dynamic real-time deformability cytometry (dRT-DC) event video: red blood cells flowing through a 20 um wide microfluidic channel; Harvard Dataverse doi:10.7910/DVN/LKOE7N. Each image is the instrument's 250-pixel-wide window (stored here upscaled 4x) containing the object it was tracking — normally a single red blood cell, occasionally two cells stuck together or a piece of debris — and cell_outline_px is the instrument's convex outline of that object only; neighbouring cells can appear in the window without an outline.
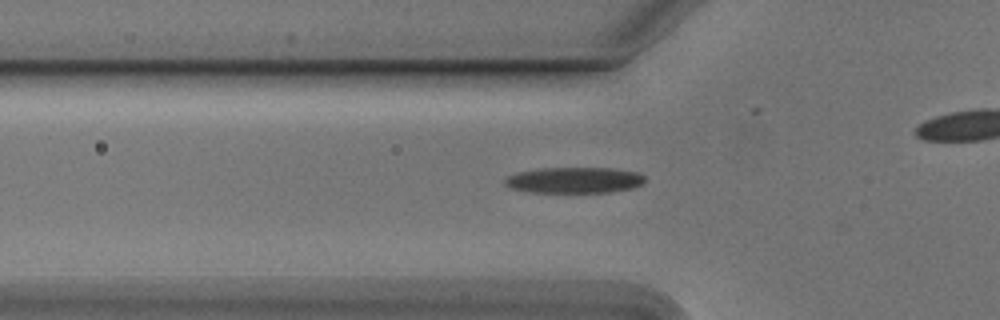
{"species": "Egyptian fruit bat (a non-hibernating species)", "species_latin": "Rousettus aegyptiacus", "temperature_condition": "cold", "stored_images_in_passage": 33, "camera_frame_rate_fps": 3000, "um_per_image_px": 0.085, "animal": {"sex": "male"}, "frame": {"image": 1, "passage_image": 5, "time_ms": 1.333, "image_size_px": [1000, 320], "cell_outline_px": [[644, 184], [636, 188], [612, 192], [528, 192], [512, 188], [504, 184], [504, 180], [508, 176], [516, 172], [540, 168], [612, 168], [636, 172], [644, 176]], "centroid_in_image_um": [48.83, 15.31], "position_along_channel_um": 77.0, "area_um2": 21.33}}
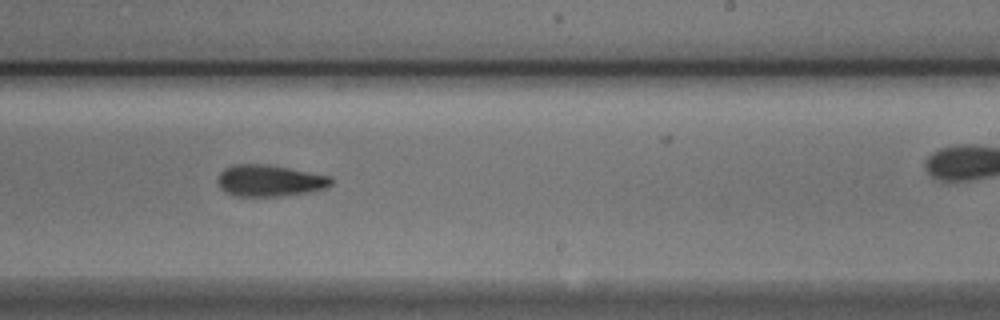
{"frame": {"image": 2, "passage_image": 20, "time_ms": 6.333, "image_size_px": [1000, 320], "cell_outline_px": [[332, 184], [324, 188], [308, 192], [280, 196], [232, 196], [224, 192], [220, 188], [220, 172], [224, 168], [232, 164], [268, 164], [332, 176]], "centroid_in_image_um": [22.92, 15.35], "position_along_channel_um": 266.1, "area_um2": 20.87}}
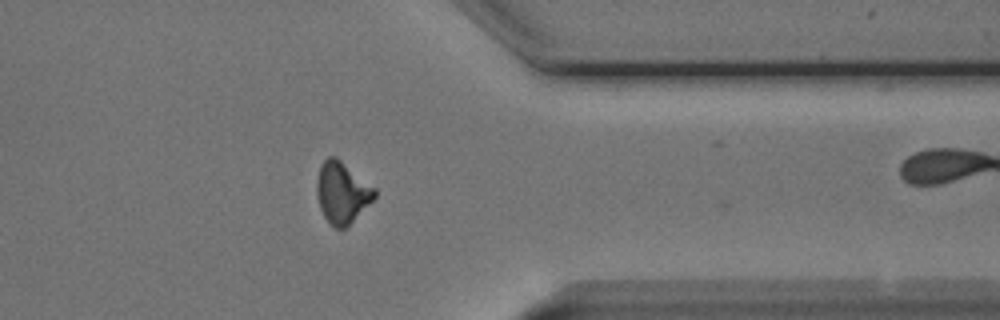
{"frame": {"image": 3, "passage_image": 30, "time_ms": 9.667, "image_size_px": [1000, 320], "cell_outline_px": [[376, 196], [344, 228], [336, 228], [324, 216], [320, 208], [316, 192], [316, 180], [320, 164], [328, 156], [336, 156], [376, 188]], "centroid_in_image_um": [29.05, 16.31], "position_along_channel_um": 382.4, "area_um2": 20.4}, "authors_computed_cell_mechanics": {"area_um2": 21.4438, "velocity_mm_per_s": 3.78, "shape_relaxation_time_tau1_ms": 3.0718, "shape_relaxation_time_tau2_ms": 5.7702, "deformation_change_tau1": 0.1471, "deformation_change_tau2": 0.1515}}